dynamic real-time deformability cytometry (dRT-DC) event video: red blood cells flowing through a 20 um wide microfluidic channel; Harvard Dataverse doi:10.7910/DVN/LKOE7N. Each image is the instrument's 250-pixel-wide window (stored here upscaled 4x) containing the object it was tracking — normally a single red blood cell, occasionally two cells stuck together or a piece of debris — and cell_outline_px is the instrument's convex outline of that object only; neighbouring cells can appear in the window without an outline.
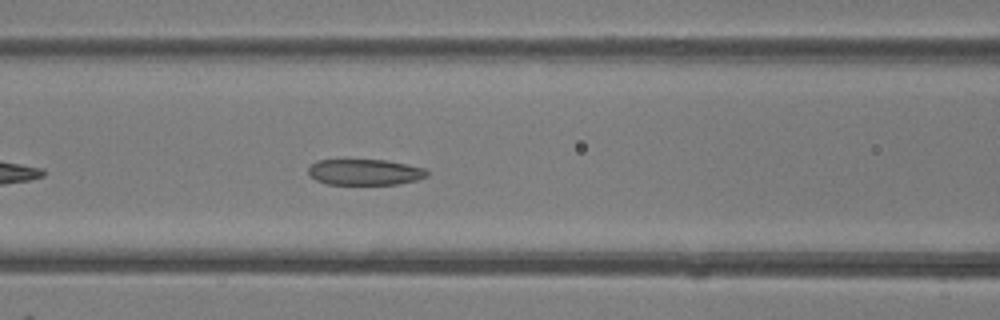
{"species": "common noctule bat (a hibernating species)", "species_latin": "Nyctalus noctula", "temperature_condition": "room temperature", "stored_images_in_passage": 35, "camera_frame_rate_fps": 3000, "um_per_image_px": 0.085, "animal": {"sex": "female"}, "frame": {"image": 1, "passage_image": 8, "time_ms": 2.333, "image_size_px": [1000, 320], "cell_outline_px": [[428, 176], [416, 180], [396, 184], [328, 184], [316, 180], [308, 176], [308, 168], [316, 160], [388, 160], [424, 168], [428, 172]], "centroid_in_image_um": [30.99, 14.63], "position_along_channel_um": 135.6, "area_um2": 17.92}}
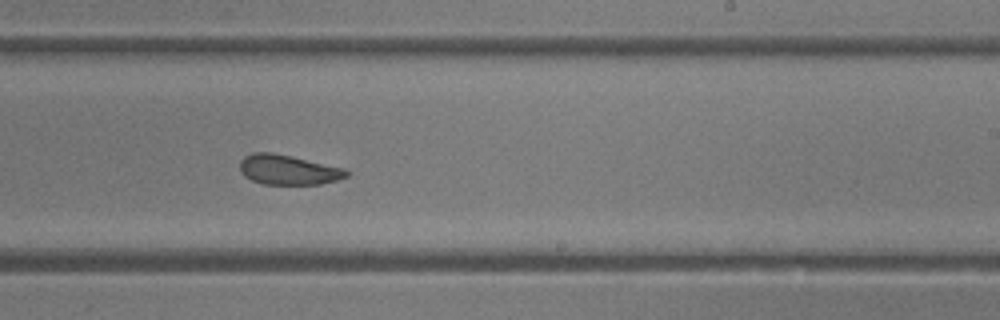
{"frame": {"image": 2, "passage_image": 17, "time_ms": 5.333, "image_size_px": [1000, 320], "cell_outline_px": [[348, 176], [336, 180], [320, 184], [264, 184], [252, 180], [244, 176], [240, 172], [240, 160], [244, 156], [252, 152], [272, 152], [292, 156], [344, 168], [348, 172]], "centroid_in_image_um": [24.46, 14.42], "position_along_channel_um": 264.5, "area_um2": 18.55}}
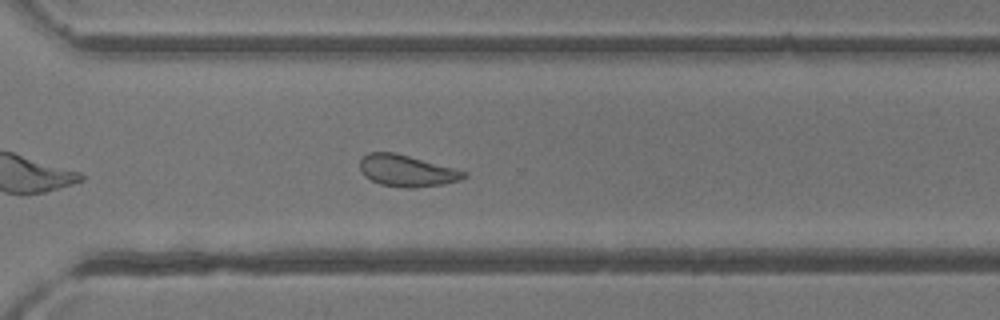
{"frame": {"image": 3, "passage_image": 22, "time_ms": 7.0, "image_size_px": [1000, 320], "cell_outline_px": [[468, 176], [460, 180], [444, 184], [412, 188], [404, 188], [380, 184], [364, 176], [360, 172], [360, 160], [368, 152], [392, 152], [408, 156], [468, 172]], "centroid_in_image_um": [34.56, 14.53], "position_along_channel_um": 336.0, "area_um2": 19.02}, "authors_computed_cell_mechanics": {"area_um2": 19.4208, "velocity_mm_per_s": 4.3033, "shape_relaxation_time_tau1_ms": null, "shape_relaxation_time_tau2_ms": 2.2824, "deformation_change_tau1": null, "deformation_change_tau2": 0.0942}}